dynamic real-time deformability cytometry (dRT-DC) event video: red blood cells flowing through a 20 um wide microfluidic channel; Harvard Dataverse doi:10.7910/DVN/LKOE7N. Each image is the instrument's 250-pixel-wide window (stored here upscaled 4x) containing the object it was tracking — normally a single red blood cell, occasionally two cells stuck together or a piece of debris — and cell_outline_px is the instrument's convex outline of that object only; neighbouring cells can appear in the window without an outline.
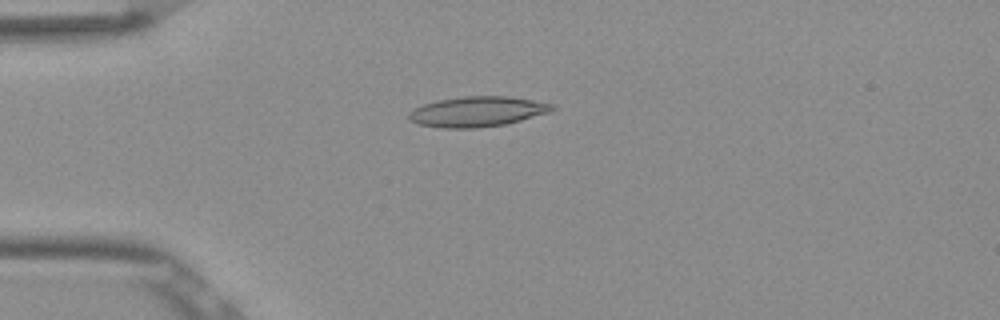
{"species": "Egyptian fruit bat (a non-hibernating species)", "species_latin": "Rousettus aegyptiacus", "temperature_condition": "room temperature", "stored_images_in_passage": 52, "camera_frame_rate_fps": 3000, "um_per_image_px": 0.085, "frame": {"image": 1, "passage_image": 13, "time_ms": 4.0, "image_size_px": [1000, 320], "cell_outline_px": [[556, 108], [548, 112], [520, 120], [504, 124], [476, 128], [440, 128], [416, 124], [408, 120], [408, 112], [424, 104], [436, 100], [464, 96], [508, 96], [556, 104]], "centroid_in_image_um": [40.53, 9.48], "position_along_channel_um": 44.5, "area_um2": 25.26}}
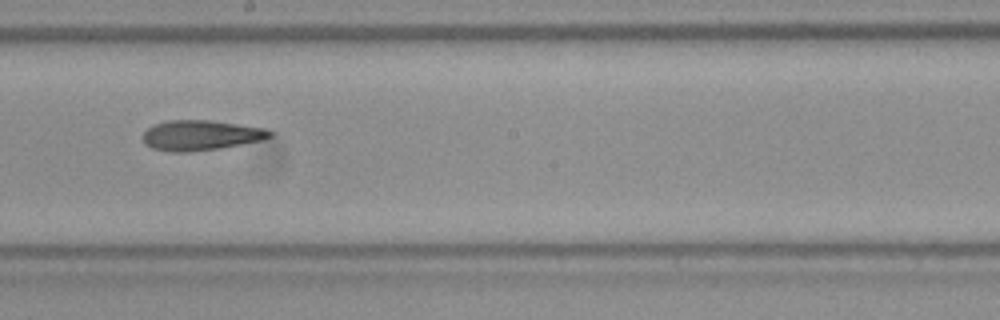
{"frame": {"image": 2, "passage_image": 29, "time_ms": 9.333, "image_size_px": [1000, 320], "cell_outline_px": [[276, 132], [272, 136], [260, 140], [220, 148], [188, 152], [168, 152], [152, 148], [144, 144], [140, 136], [152, 124], [168, 120], [208, 120], [264, 128]], "centroid_in_image_um": [17.0, 11.5], "position_along_channel_um": 231.2, "area_um2": 22.43}}
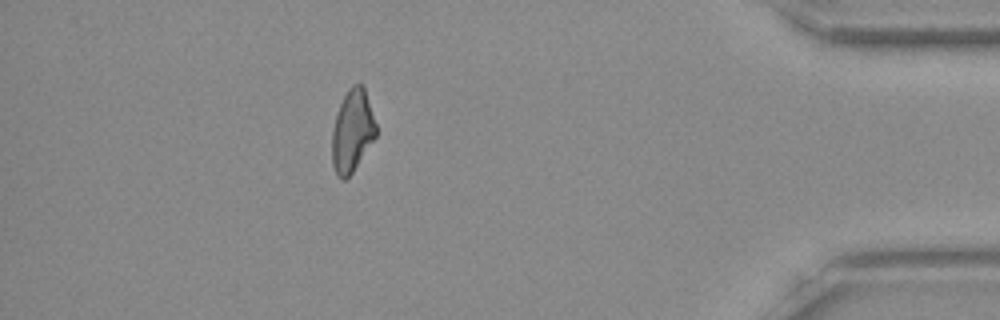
{"frame": {"image": 3, "passage_image": 46, "time_ms": 15.0, "image_size_px": [1000, 320], "cell_outline_px": [[376, 136], [352, 172], [344, 180], [340, 180], [336, 176], [332, 164], [332, 128], [340, 104], [348, 88], [352, 84], [364, 84], [376, 124]], "centroid_in_image_um": [29.93, 11.12], "position_along_channel_um": 405.3, "area_um2": 21.1}, "authors_computed_cell_mechanics": {"area_um2": 22.3975, "velocity_mm_per_s": 3.8906, "shape_relaxation_time_tau1_ms": null, "shape_relaxation_time_tau2_ms": 2.5698, "deformation_change_tau1": null, "deformation_change_tau2": 0.1159}}